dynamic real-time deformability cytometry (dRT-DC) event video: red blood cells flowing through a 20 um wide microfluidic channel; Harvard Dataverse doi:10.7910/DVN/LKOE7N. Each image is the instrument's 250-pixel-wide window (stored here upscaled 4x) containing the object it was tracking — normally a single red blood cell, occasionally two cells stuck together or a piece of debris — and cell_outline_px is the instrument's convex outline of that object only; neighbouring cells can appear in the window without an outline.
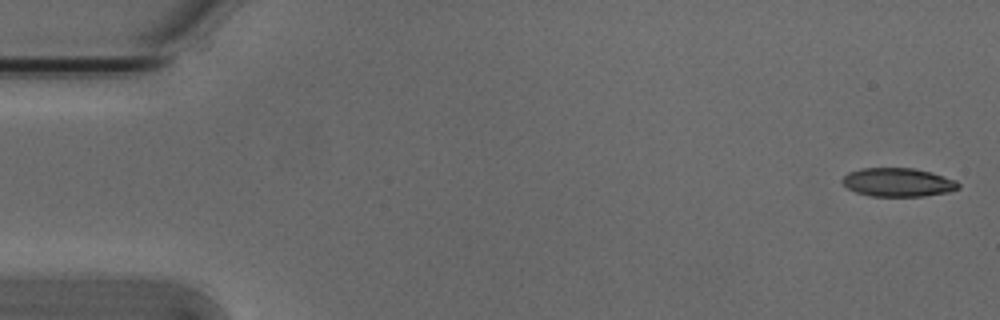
{"species": "Egyptian fruit bat (a non-hibernating species)", "species_latin": "Rousettus aegyptiacus", "temperature_condition": "cold", "stored_images_in_passage": 5, "camera_frame_rate_fps": 3000, "um_per_image_px": 0.085, "animal": {"sex": "male"}, "frame": {"image": 1, "passage_image": 1, "time_ms": 0.0, "image_size_px": [1000, 320], "cell_outline_px": [[960, 188], [948, 192], [924, 196], [872, 196], [856, 192], [848, 188], [840, 180], [848, 172], [860, 168], [912, 168], [932, 172], [956, 180], [960, 184]], "centroid_in_image_um": [76.34, 15.49], "position_along_channel_um": 8.7, "area_um2": 19.42}}